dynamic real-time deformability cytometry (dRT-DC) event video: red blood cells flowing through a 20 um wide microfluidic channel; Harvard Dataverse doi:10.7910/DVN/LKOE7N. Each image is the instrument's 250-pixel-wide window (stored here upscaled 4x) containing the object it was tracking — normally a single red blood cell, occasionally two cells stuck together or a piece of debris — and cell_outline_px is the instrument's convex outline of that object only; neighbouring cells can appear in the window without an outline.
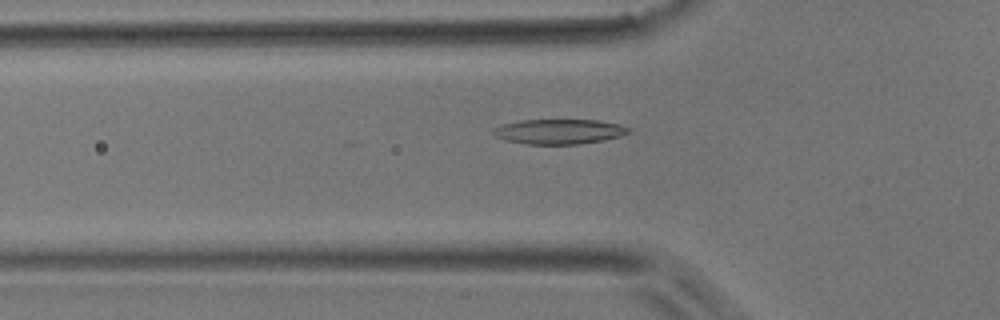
{"species": "common noctule bat (a hibernating species)", "species_latin": "Nyctalus noctula", "temperature_condition": "room temperature", "stored_images_in_passage": 28, "camera_frame_rate_fps": 3000, "um_per_image_px": 0.085, "animal": {"sex": "male", "body_mass_g": 17.9}, "frame": {"image": 1, "passage_image": 2, "time_ms": 0.333, "image_size_px": [1000, 320], "cell_outline_px": [[632, 132], [620, 136], [604, 140], [580, 144], [528, 144], [508, 140], [496, 136], [492, 132], [492, 128], [504, 124], [524, 120], [600, 120], [620, 124], [632, 128]], "centroid_in_image_um": [47.61, 11.18], "position_along_channel_um": 78.2, "area_um2": 19.65}}
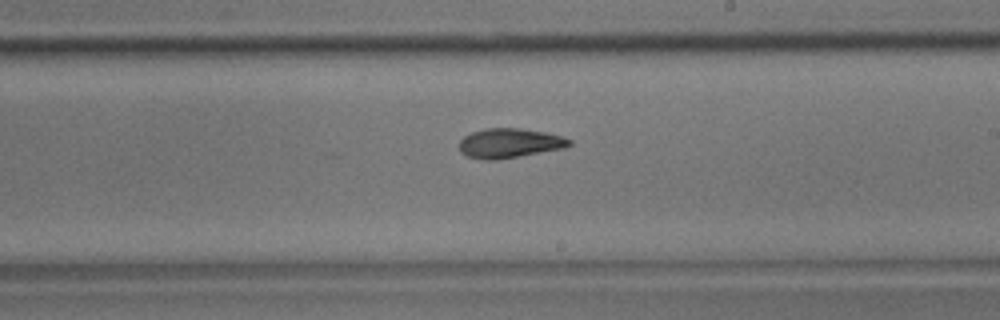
{"frame": {"image": 2, "passage_image": 13, "time_ms": 4.0, "image_size_px": [1000, 320], "cell_outline_px": [[572, 144], [564, 148], [496, 160], [484, 160], [468, 156], [460, 152], [460, 140], [464, 136], [472, 132], [484, 128], [520, 128], [544, 132], [560, 136], [572, 140]], "centroid_in_image_um": [43.29, 12.16], "position_along_channel_um": 245.7, "area_um2": 18.84}}
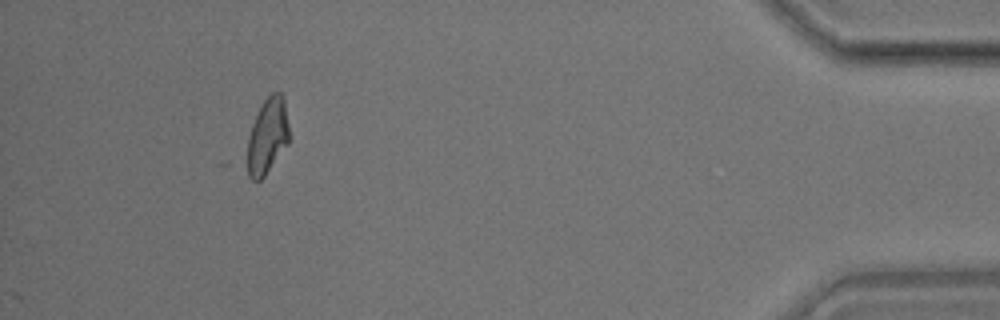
{"frame": {"image": 3, "passage_image": 28, "time_ms": 9.0, "image_size_px": [1000, 320], "cell_outline_px": [[288, 144], [264, 176], [260, 180], [252, 180], [248, 176], [240, 164], [248, 136], [252, 124], [264, 100], [272, 92], [280, 92], [284, 96], [288, 124]], "centroid_in_image_um": [22.63, 11.67], "position_along_channel_um": 412.6, "area_um2": 19.36}}